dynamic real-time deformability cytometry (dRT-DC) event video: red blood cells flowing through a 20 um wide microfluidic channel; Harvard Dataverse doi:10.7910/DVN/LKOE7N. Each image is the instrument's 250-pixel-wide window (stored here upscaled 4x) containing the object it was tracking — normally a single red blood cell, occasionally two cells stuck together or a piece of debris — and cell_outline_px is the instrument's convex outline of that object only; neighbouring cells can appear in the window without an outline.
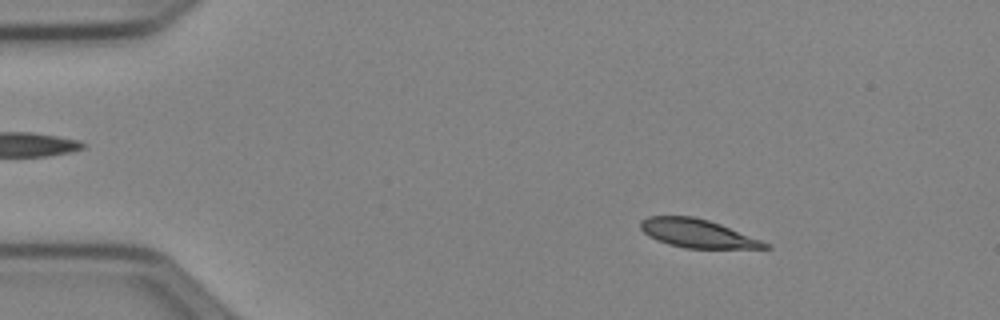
{"species": "Egyptian fruit bat (a non-hibernating species)", "species_latin": "Rousettus aegyptiacus", "temperature_condition": "cold", "stored_images_in_passage": 50, "camera_frame_rate_fps": 3000, "um_per_image_px": 0.085, "animal": {"sex": "female"}, "frame": {"image": 1, "passage_image": 5, "time_ms": 1.333, "image_size_px": [1000, 320], "cell_outline_px": [[772, 248], [684, 248], [668, 244], [656, 240], [648, 236], [640, 228], [640, 220], [648, 216], [692, 216], [708, 220], [720, 224], [772, 244]], "centroid_in_image_um": [59.27, 19.84], "position_along_channel_um": 25.7, "area_um2": 20.63}}
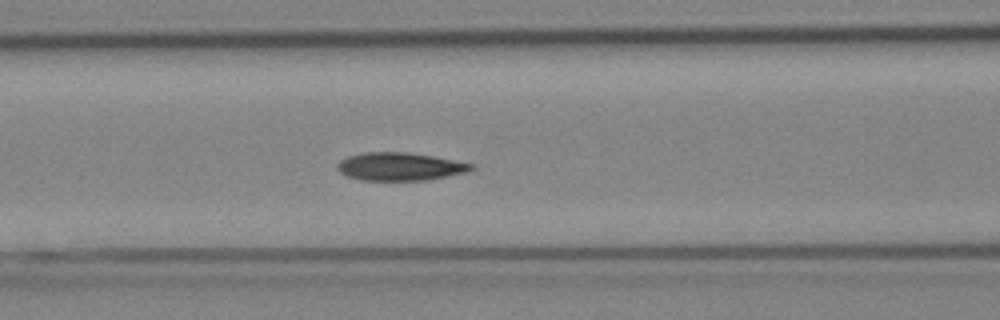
{"frame": {"image": 2, "passage_image": 19, "time_ms": 6.0, "image_size_px": [1000, 320], "cell_outline_px": [[476, 168], [468, 172], [428, 180], [360, 180], [344, 176], [336, 168], [336, 164], [340, 160], [348, 156], [364, 152], [408, 152], [432, 156], [476, 164]], "centroid_in_image_um": [33.99, 14.16], "position_along_channel_um": 132.6, "area_um2": 22.14}}
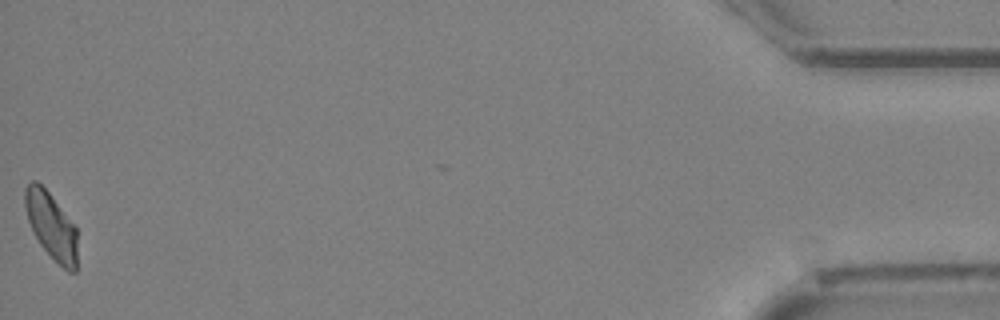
{"frame": {"image": 3, "passage_image": 49, "time_ms": 16.0, "image_size_px": [1000, 320], "cell_outline_px": [[76, 272], [68, 272], [40, 244], [28, 220], [24, 204], [24, 188], [32, 180], [36, 180], [48, 192], [76, 228]], "centroid_in_image_um": [4.34, 19.17], "position_along_channel_um": 430.9, "area_um2": 19.71}}